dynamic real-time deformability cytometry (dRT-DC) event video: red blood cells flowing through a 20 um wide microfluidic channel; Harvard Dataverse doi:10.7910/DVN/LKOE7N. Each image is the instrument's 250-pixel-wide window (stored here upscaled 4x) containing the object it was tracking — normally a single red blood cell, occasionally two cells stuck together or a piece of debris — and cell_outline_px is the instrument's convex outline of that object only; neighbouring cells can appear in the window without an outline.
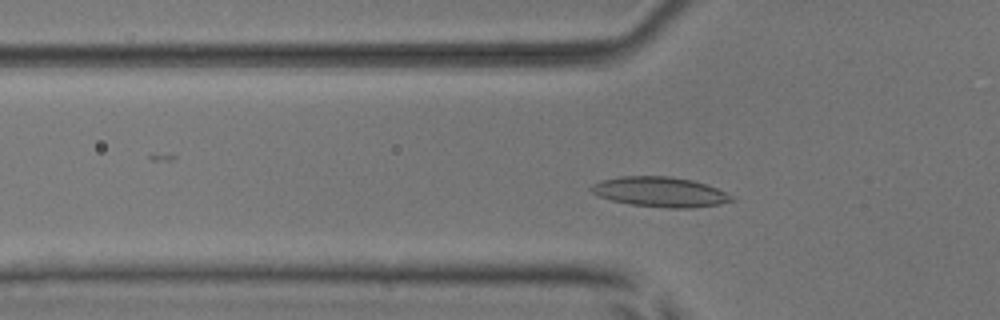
{"species": "common noctule bat (a hibernating species)", "species_latin": "Nyctalus noctula", "temperature_condition": "room temperature", "stored_images_in_passage": 48, "camera_frame_rate_fps": 3000, "um_per_image_px": 0.085, "animal": {"sex": "male", "body_mass_g": 17.9, "forearm_length_mm": 54.2}, "frame": {"image": 1, "passage_image": 13, "time_ms": 4.0, "image_size_px": [1000, 320], "cell_outline_px": [[736, 200], [720, 204], [692, 208], [668, 208], [632, 204], [612, 200], [600, 196], [592, 192], [588, 188], [592, 184], [604, 180], [620, 176], [668, 176], [692, 180], [716, 188], [732, 196]], "centroid_in_image_um": [56.11, 16.31], "position_along_channel_um": 69.7, "area_um2": 24.28}}
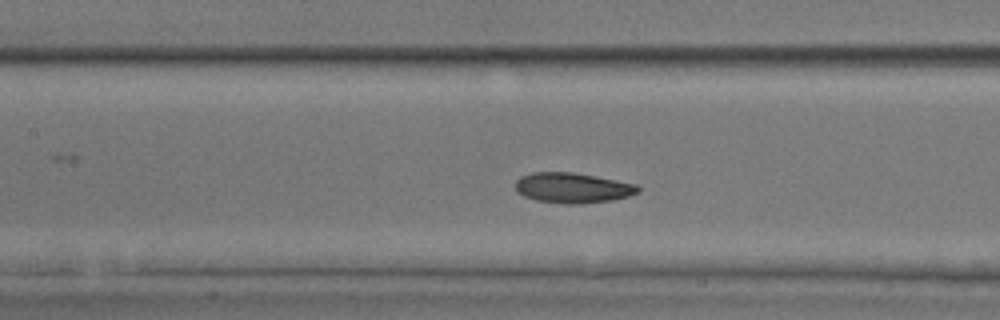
{"frame": {"image": 2, "passage_image": 20, "time_ms": 6.333, "image_size_px": [1000, 320], "cell_outline_px": [[640, 192], [628, 196], [612, 200], [584, 204], [568, 204], [536, 200], [524, 196], [516, 192], [516, 180], [520, 176], [532, 172], [572, 172], [596, 176], [636, 184], [640, 188]], "centroid_in_image_um": [48.67, 15.97], "position_along_channel_um": 158.7, "area_um2": 21.73}}
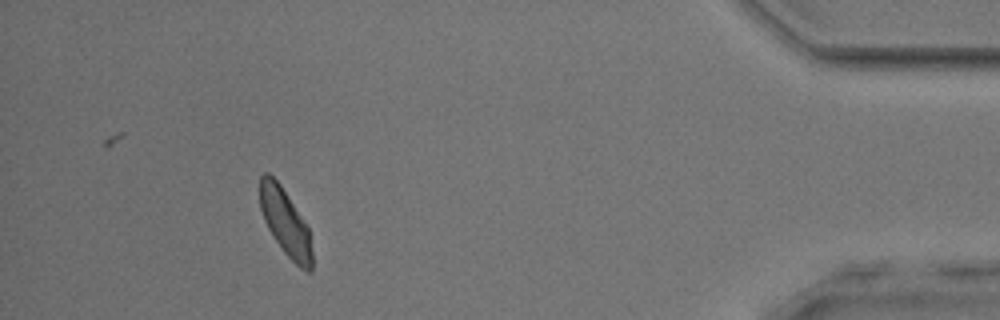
{"frame": {"image": 3, "passage_image": 44, "time_ms": 14.333, "image_size_px": [1000, 320], "cell_outline_px": [[312, 272], [308, 272], [300, 268], [284, 252], [268, 228], [264, 220], [260, 208], [260, 176], [264, 172], [268, 172], [280, 184], [308, 228], [312, 252]], "centroid_in_image_um": [24.24, 18.91], "position_along_channel_um": 411.0, "area_um2": 19.88}, "authors_computed_cell_mechanics": {"area_um2": 21.9062, "velocity_mm_per_s": 3.8441, "shape_relaxation_time_tau1_ms": 3.2717, "shape_relaxation_time_tau2_ms": 2.5881, "deformation_change_tau1": 0.1159, "deformation_change_tau2": 0.0579}}